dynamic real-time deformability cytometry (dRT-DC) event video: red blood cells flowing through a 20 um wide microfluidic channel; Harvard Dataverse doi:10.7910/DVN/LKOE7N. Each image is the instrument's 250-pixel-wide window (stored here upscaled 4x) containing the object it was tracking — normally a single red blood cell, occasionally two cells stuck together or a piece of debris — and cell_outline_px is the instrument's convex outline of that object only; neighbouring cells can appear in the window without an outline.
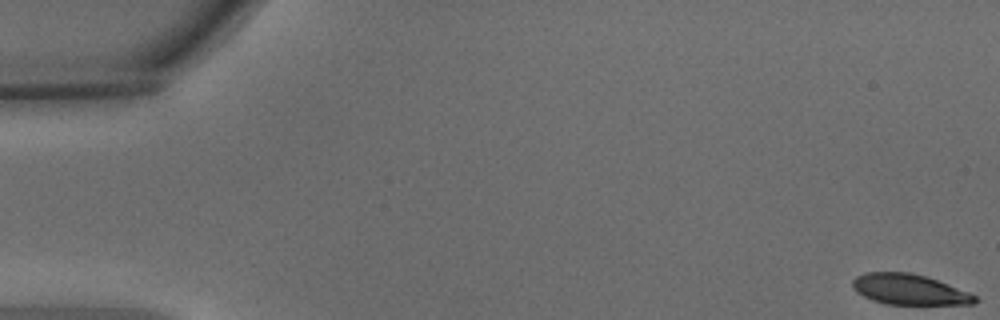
{"species": "common noctule bat (a hibernating species)", "species_latin": "Nyctalus noctula", "temperature_condition": "warm", "stored_images_in_passage": 48, "camera_frame_rate_fps": 3000, "um_per_image_px": 0.085, "animal": {"sex": "male", "body_mass_g": 15.6}, "frame": {"image": 1, "passage_image": 1, "time_ms": 0.0, "image_size_px": [1000, 320], "cell_outline_px": [[980, 300], [972, 304], [884, 304], [872, 300], [856, 292], [852, 288], [852, 280], [856, 276], [868, 272], [908, 272], [924, 276], [936, 280], [968, 292], [976, 296]], "centroid_in_image_um": [77.25, 24.61], "position_along_channel_um": 7.8, "area_um2": 21.62}}
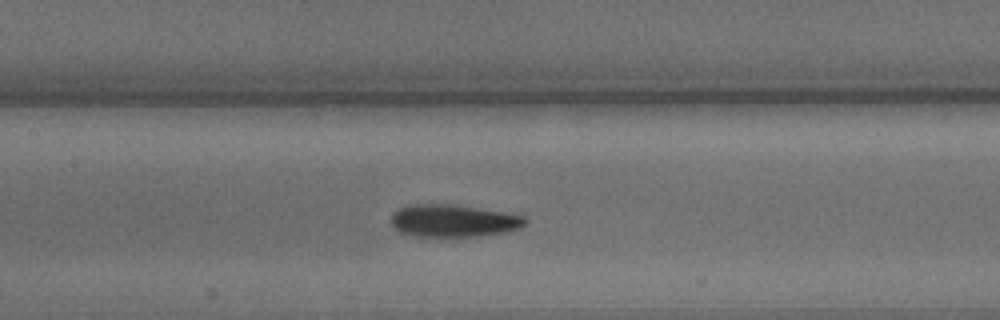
{"frame": {"image": 2, "passage_image": 27, "time_ms": 8.667, "image_size_px": [1000, 320], "cell_outline_px": [[528, 224], [520, 228], [508, 232], [480, 236], [412, 236], [396, 232], [392, 224], [392, 212], [400, 208], [412, 204], [448, 204], [504, 212], [524, 216], [528, 220]], "centroid_in_image_um": [38.54, 18.78], "position_along_channel_um": 168.9, "area_um2": 25.49}}
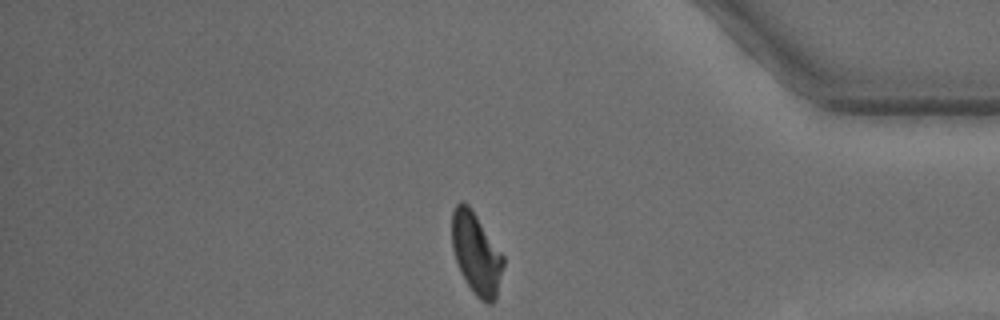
{"frame": {"image": 3, "passage_image": 48, "time_ms": 15.667, "image_size_px": [1000, 320], "cell_outline_px": [[504, 264], [496, 296], [492, 304], [488, 304], [480, 300], [472, 292], [460, 272], [452, 248], [452, 212], [456, 204], [460, 200], [464, 200], [468, 204], [504, 256]], "centroid_in_image_um": [40.47, 21.55], "position_along_channel_um": 394.7, "area_um2": 24.39}, "authors_computed_cell_mechanics": {"area_um2": 24.5939, "velocity_mm_per_s": 3.6032, "shape_relaxation_time_tau1_ms": 2.8324, "shape_relaxation_time_tau2_ms": 2.0851, "deformation_change_tau1": 0.1431, "deformation_change_tau2": 0.0885}}